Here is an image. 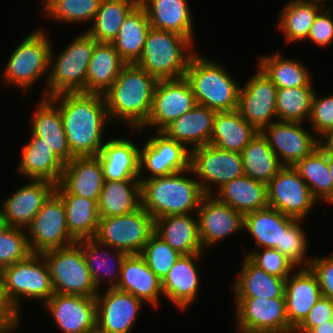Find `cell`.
<instances>
[{"label":"cell","mask_w":333,"mask_h":333,"mask_svg":"<svg viewBox=\"0 0 333 333\" xmlns=\"http://www.w3.org/2000/svg\"><path fill=\"white\" fill-rule=\"evenodd\" d=\"M59 108L67 143L74 157L97 156L109 123L102 94L61 93L49 98Z\"/></svg>","instance_id":"1"},{"label":"cell","mask_w":333,"mask_h":333,"mask_svg":"<svg viewBox=\"0 0 333 333\" xmlns=\"http://www.w3.org/2000/svg\"><path fill=\"white\" fill-rule=\"evenodd\" d=\"M89 333H99V331L96 329L95 331L89 332Z\"/></svg>","instance_id":"64"},{"label":"cell","mask_w":333,"mask_h":333,"mask_svg":"<svg viewBox=\"0 0 333 333\" xmlns=\"http://www.w3.org/2000/svg\"><path fill=\"white\" fill-rule=\"evenodd\" d=\"M240 333H293L286 316L285 298L234 297Z\"/></svg>","instance_id":"13"},{"label":"cell","mask_w":333,"mask_h":333,"mask_svg":"<svg viewBox=\"0 0 333 333\" xmlns=\"http://www.w3.org/2000/svg\"><path fill=\"white\" fill-rule=\"evenodd\" d=\"M333 301L321 297L311 308L305 319L294 329L293 333H308L313 327L330 321Z\"/></svg>","instance_id":"56"},{"label":"cell","mask_w":333,"mask_h":333,"mask_svg":"<svg viewBox=\"0 0 333 333\" xmlns=\"http://www.w3.org/2000/svg\"><path fill=\"white\" fill-rule=\"evenodd\" d=\"M56 184L46 180H33L22 185L1 206L5 226L26 229L44 203L55 192Z\"/></svg>","instance_id":"22"},{"label":"cell","mask_w":333,"mask_h":333,"mask_svg":"<svg viewBox=\"0 0 333 333\" xmlns=\"http://www.w3.org/2000/svg\"><path fill=\"white\" fill-rule=\"evenodd\" d=\"M303 126V123L277 120L260 131L283 166H294L319 146L316 135Z\"/></svg>","instance_id":"19"},{"label":"cell","mask_w":333,"mask_h":333,"mask_svg":"<svg viewBox=\"0 0 333 333\" xmlns=\"http://www.w3.org/2000/svg\"><path fill=\"white\" fill-rule=\"evenodd\" d=\"M140 0H101L99 10L86 31L97 42L112 43L128 14Z\"/></svg>","instance_id":"46"},{"label":"cell","mask_w":333,"mask_h":333,"mask_svg":"<svg viewBox=\"0 0 333 333\" xmlns=\"http://www.w3.org/2000/svg\"><path fill=\"white\" fill-rule=\"evenodd\" d=\"M186 0H140L151 28L173 32L194 41L192 14Z\"/></svg>","instance_id":"30"},{"label":"cell","mask_w":333,"mask_h":333,"mask_svg":"<svg viewBox=\"0 0 333 333\" xmlns=\"http://www.w3.org/2000/svg\"><path fill=\"white\" fill-rule=\"evenodd\" d=\"M78 242L80 243V248L82 249L86 264L97 289L101 290L99 287L104 282L102 281L103 279L108 283L106 288H115L119 281L122 262L127 254L107 245L100 244L94 238L81 239ZM103 247L104 249H102ZM112 260L116 263H113Z\"/></svg>","instance_id":"33"},{"label":"cell","mask_w":333,"mask_h":333,"mask_svg":"<svg viewBox=\"0 0 333 333\" xmlns=\"http://www.w3.org/2000/svg\"><path fill=\"white\" fill-rule=\"evenodd\" d=\"M26 229L6 226L0 231V271L30 254Z\"/></svg>","instance_id":"51"},{"label":"cell","mask_w":333,"mask_h":333,"mask_svg":"<svg viewBox=\"0 0 333 333\" xmlns=\"http://www.w3.org/2000/svg\"><path fill=\"white\" fill-rule=\"evenodd\" d=\"M217 191L213 195L218 200L243 215L268 207L267 184L246 175L229 181Z\"/></svg>","instance_id":"36"},{"label":"cell","mask_w":333,"mask_h":333,"mask_svg":"<svg viewBox=\"0 0 333 333\" xmlns=\"http://www.w3.org/2000/svg\"><path fill=\"white\" fill-rule=\"evenodd\" d=\"M190 168L205 195H213L215 190L224 184L244 175L240 153L223 150L211 144L190 151Z\"/></svg>","instance_id":"11"},{"label":"cell","mask_w":333,"mask_h":333,"mask_svg":"<svg viewBox=\"0 0 333 333\" xmlns=\"http://www.w3.org/2000/svg\"><path fill=\"white\" fill-rule=\"evenodd\" d=\"M330 322L333 323V309H332V313H331Z\"/></svg>","instance_id":"63"},{"label":"cell","mask_w":333,"mask_h":333,"mask_svg":"<svg viewBox=\"0 0 333 333\" xmlns=\"http://www.w3.org/2000/svg\"><path fill=\"white\" fill-rule=\"evenodd\" d=\"M196 105L195 96L185 77L158 80L147 122L135 132L143 134L146 127L162 132L171 122Z\"/></svg>","instance_id":"14"},{"label":"cell","mask_w":333,"mask_h":333,"mask_svg":"<svg viewBox=\"0 0 333 333\" xmlns=\"http://www.w3.org/2000/svg\"><path fill=\"white\" fill-rule=\"evenodd\" d=\"M323 7L324 4L317 1L289 0L277 18L278 28L285 38L283 40L287 44L307 40L314 19Z\"/></svg>","instance_id":"41"},{"label":"cell","mask_w":333,"mask_h":333,"mask_svg":"<svg viewBox=\"0 0 333 333\" xmlns=\"http://www.w3.org/2000/svg\"><path fill=\"white\" fill-rule=\"evenodd\" d=\"M117 138V139H116ZM106 139L98 153L104 181H122L139 178L140 147L133 140L116 137Z\"/></svg>","instance_id":"27"},{"label":"cell","mask_w":333,"mask_h":333,"mask_svg":"<svg viewBox=\"0 0 333 333\" xmlns=\"http://www.w3.org/2000/svg\"><path fill=\"white\" fill-rule=\"evenodd\" d=\"M268 206L282 214L304 220L317 200L293 166H283L267 183Z\"/></svg>","instance_id":"15"},{"label":"cell","mask_w":333,"mask_h":333,"mask_svg":"<svg viewBox=\"0 0 333 333\" xmlns=\"http://www.w3.org/2000/svg\"><path fill=\"white\" fill-rule=\"evenodd\" d=\"M196 215L203 250L243 230L244 215L214 195L202 197Z\"/></svg>","instance_id":"20"},{"label":"cell","mask_w":333,"mask_h":333,"mask_svg":"<svg viewBox=\"0 0 333 333\" xmlns=\"http://www.w3.org/2000/svg\"><path fill=\"white\" fill-rule=\"evenodd\" d=\"M309 268L318 280L323 297L333 301V254L312 257Z\"/></svg>","instance_id":"55"},{"label":"cell","mask_w":333,"mask_h":333,"mask_svg":"<svg viewBox=\"0 0 333 333\" xmlns=\"http://www.w3.org/2000/svg\"><path fill=\"white\" fill-rule=\"evenodd\" d=\"M184 77L198 105L216 112L237 110L240 85L220 63L196 52Z\"/></svg>","instance_id":"4"},{"label":"cell","mask_w":333,"mask_h":333,"mask_svg":"<svg viewBox=\"0 0 333 333\" xmlns=\"http://www.w3.org/2000/svg\"><path fill=\"white\" fill-rule=\"evenodd\" d=\"M305 63L283 57L280 52L259 58L258 67L277 88L313 86L312 76Z\"/></svg>","instance_id":"43"},{"label":"cell","mask_w":333,"mask_h":333,"mask_svg":"<svg viewBox=\"0 0 333 333\" xmlns=\"http://www.w3.org/2000/svg\"><path fill=\"white\" fill-rule=\"evenodd\" d=\"M31 253L69 246L76 240L69 234L63 200L54 192L26 228Z\"/></svg>","instance_id":"12"},{"label":"cell","mask_w":333,"mask_h":333,"mask_svg":"<svg viewBox=\"0 0 333 333\" xmlns=\"http://www.w3.org/2000/svg\"><path fill=\"white\" fill-rule=\"evenodd\" d=\"M153 232L154 219L140 207L127 215L100 218L94 239L127 255L140 254Z\"/></svg>","instance_id":"10"},{"label":"cell","mask_w":333,"mask_h":333,"mask_svg":"<svg viewBox=\"0 0 333 333\" xmlns=\"http://www.w3.org/2000/svg\"><path fill=\"white\" fill-rule=\"evenodd\" d=\"M54 293L96 296L99 291L93 282L80 243L44 252Z\"/></svg>","instance_id":"9"},{"label":"cell","mask_w":333,"mask_h":333,"mask_svg":"<svg viewBox=\"0 0 333 333\" xmlns=\"http://www.w3.org/2000/svg\"><path fill=\"white\" fill-rule=\"evenodd\" d=\"M21 315L9 300L0 280V333H14L20 324Z\"/></svg>","instance_id":"57"},{"label":"cell","mask_w":333,"mask_h":333,"mask_svg":"<svg viewBox=\"0 0 333 333\" xmlns=\"http://www.w3.org/2000/svg\"><path fill=\"white\" fill-rule=\"evenodd\" d=\"M158 80L137 64H125L112 86L103 94L110 121L139 130L150 115Z\"/></svg>","instance_id":"2"},{"label":"cell","mask_w":333,"mask_h":333,"mask_svg":"<svg viewBox=\"0 0 333 333\" xmlns=\"http://www.w3.org/2000/svg\"><path fill=\"white\" fill-rule=\"evenodd\" d=\"M193 47L194 43L184 36L151 28L135 64L157 80L182 78L196 53Z\"/></svg>","instance_id":"6"},{"label":"cell","mask_w":333,"mask_h":333,"mask_svg":"<svg viewBox=\"0 0 333 333\" xmlns=\"http://www.w3.org/2000/svg\"><path fill=\"white\" fill-rule=\"evenodd\" d=\"M140 255L148 267L162 281L181 254L161 239L155 232L151 234Z\"/></svg>","instance_id":"49"},{"label":"cell","mask_w":333,"mask_h":333,"mask_svg":"<svg viewBox=\"0 0 333 333\" xmlns=\"http://www.w3.org/2000/svg\"><path fill=\"white\" fill-rule=\"evenodd\" d=\"M117 289L128 292L144 303L158 307L163 296L162 281L140 254H130L122 262Z\"/></svg>","instance_id":"26"},{"label":"cell","mask_w":333,"mask_h":333,"mask_svg":"<svg viewBox=\"0 0 333 333\" xmlns=\"http://www.w3.org/2000/svg\"><path fill=\"white\" fill-rule=\"evenodd\" d=\"M247 256L255 265L265 270L268 274L286 279L291 275L296 266L290 262L277 249L260 248L246 252Z\"/></svg>","instance_id":"52"},{"label":"cell","mask_w":333,"mask_h":333,"mask_svg":"<svg viewBox=\"0 0 333 333\" xmlns=\"http://www.w3.org/2000/svg\"><path fill=\"white\" fill-rule=\"evenodd\" d=\"M257 68V72L239 88L237 111L260 132L277 120V87L259 67Z\"/></svg>","instance_id":"16"},{"label":"cell","mask_w":333,"mask_h":333,"mask_svg":"<svg viewBox=\"0 0 333 333\" xmlns=\"http://www.w3.org/2000/svg\"><path fill=\"white\" fill-rule=\"evenodd\" d=\"M154 232L181 255L203 253L198 219L195 214L157 218L154 220Z\"/></svg>","instance_id":"31"},{"label":"cell","mask_w":333,"mask_h":333,"mask_svg":"<svg viewBox=\"0 0 333 333\" xmlns=\"http://www.w3.org/2000/svg\"><path fill=\"white\" fill-rule=\"evenodd\" d=\"M151 29L145 8L139 3L127 16L112 41L120 58L126 64L136 63L142 55L144 45Z\"/></svg>","instance_id":"40"},{"label":"cell","mask_w":333,"mask_h":333,"mask_svg":"<svg viewBox=\"0 0 333 333\" xmlns=\"http://www.w3.org/2000/svg\"><path fill=\"white\" fill-rule=\"evenodd\" d=\"M257 132L237 110L216 112L209 144L241 154Z\"/></svg>","instance_id":"39"},{"label":"cell","mask_w":333,"mask_h":333,"mask_svg":"<svg viewBox=\"0 0 333 333\" xmlns=\"http://www.w3.org/2000/svg\"><path fill=\"white\" fill-rule=\"evenodd\" d=\"M295 218L266 207L244 215V231L255 239L256 249L271 248L281 253L282 232Z\"/></svg>","instance_id":"37"},{"label":"cell","mask_w":333,"mask_h":333,"mask_svg":"<svg viewBox=\"0 0 333 333\" xmlns=\"http://www.w3.org/2000/svg\"><path fill=\"white\" fill-rule=\"evenodd\" d=\"M308 333H333V323L326 321L319 326L313 327Z\"/></svg>","instance_id":"59"},{"label":"cell","mask_w":333,"mask_h":333,"mask_svg":"<svg viewBox=\"0 0 333 333\" xmlns=\"http://www.w3.org/2000/svg\"><path fill=\"white\" fill-rule=\"evenodd\" d=\"M215 110L196 105L192 110L171 122L163 131L168 138L182 143L189 150L208 145L215 118Z\"/></svg>","instance_id":"28"},{"label":"cell","mask_w":333,"mask_h":333,"mask_svg":"<svg viewBox=\"0 0 333 333\" xmlns=\"http://www.w3.org/2000/svg\"><path fill=\"white\" fill-rule=\"evenodd\" d=\"M244 175L263 183H268L283 167L266 138L257 132L243 149Z\"/></svg>","instance_id":"44"},{"label":"cell","mask_w":333,"mask_h":333,"mask_svg":"<svg viewBox=\"0 0 333 333\" xmlns=\"http://www.w3.org/2000/svg\"><path fill=\"white\" fill-rule=\"evenodd\" d=\"M236 278L232 283L235 297L285 298L286 279L268 274L247 256L243 257L241 270Z\"/></svg>","instance_id":"34"},{"label":"cell","mask_w":333,"mask_h":333,"mask_svg":"<svg viewBox=\"0 0 333 333\" xmlns=\"http://www.w3.org/2000/svg\"><path fill=\"white\" fill-rule=\"evenodd\" d=\"M314 92L313 86L277 88V120L306 123L310 118Z\"/></svg>","instance_id":"47"},{"label":"cell","mask_w":333,"mask_h":333,"mask_svg":"<svg viewBox=\"0 0 333 333\" xmlns=\"http://www.w3.org/2000/svg\"><path fill=\"white\" fill-rule=\"evenodd\" d=\"M141 181H104L98 201L100 218L130 214L141 207Z\"/></svg>","instance_id":"38"},{"label":"cell","mask_w":333,"mask_h":333,"mask_svg":"<svg viewBox=\"0 0 333 333\" xmlns=\"http://www.w3.org/2000/svg\"><path fill=\"white\" fill-rule=\"evenodd\" d=\"M5 223H4V218H3V215H2V211L0 209V231L3 230L5 228Z\"/></svg>","instance_id":"61"},{"label":"cell","mask_w":333,"mask_h":333,"mask_svg":"<svg viewBox=\"0 0 333 333\" xmlns=\"http://www.w3.org/2000/svg\"><path fill=\"white\" fill-rule=\"evenodd\" d=\"M309 1H317V2H320V3L322 2V4H324V2L327 1V0H309Z\"/></svg>","instance_id":"62"},{"label":"cell","mask_w":333,"mask_h":333,"mask_svg":"<svg viewBox=\"0 0 333 333\" xmlns=\"http://www.w3.org/2000/svg\"><path fill=\"white\" fill-rule=\"evenodd\" d=\"M329 6H325L318 12L309 30L307 39L320 47H326L333 42V19Z\"/></svg>","instance_id":"54"},{"label":"cell","mask_w":333,"mask_h":333,"mask_svg":"<svg viewBox=\"0 0 333 333\" xmlns=\"http://www.w3.org/2000/svg\"><path fill=\"white\" fill-rule=\"evenodd\" d=\"M327 162L330 176L333 180V151H327Z\"/></svg>","instance_id":"60"},{"label":"cell","mask_w":333,"mask_h":333,"mask_svg":"<svg viewBox=\"0 0 333 333\" xmlns=\"http://www.w3.org/2000/svg\"><path fill=\"white\" fill-rule=\"evenodd\" d=\"M96 329L99 333H130L143 301L115 288H106L96 295Z\"/></svg>","instance_id":"18"},{"label":"cell","mask_w":333,"mask_h":333,"mask_svg":"<svg viewBox=\"0 0 333 333\" xmlns=\"http://www.w3.org/2000/svg\"><path fill=\"white\" fill-rule=\"evenodd\" d=\"M0 280L19 312L22 311L20 303L23 298L45 303L54 294L49 266L42 254L31 253L26 259L4 267L0 271Z\"/></svg>","instance_id":"8"},{"label":"cell","mask_w":333,"mask_h":333,"mask_svg":"<svg viewBox=\"0 0 333 333\" xmlns=\"http://www.w3.org/2000/svg\"><path fill=\"white\" fill-rule=\"evenodd\" d=\"M64 202L69 234L76 240L94 238L99 224L98 203L73 194H57Z\"/></svg>","instance_id":"45"},{"label":"cell","mask_w":333,"mask_h":333,"mask_svg":"<svg viewBox=\"0 0 333 333\" xmlns=\"http://www.w3.org/2000/svg\"><path fill=\"white\" fill-rule=\"evenodd\" d=\"M155 135L143 143L140 148L139 179H151L161 177L190 168V150L182 143L168 138L162 132H154ZM146 172L143 175V171ZM143 176V177H141Z\"/></svg>","instance_id":"17"},{"label":"cell","mask_w":333,"mask_h":333,"mask_svg":"<svg viewBox=\"0 0 333 333\" xmlns=\"http://www.w3.org/2000/svg\"><path fill=\"white\" fill-rule=\"evenodd\" d=\"M42 14L64 24L93 22L101 0H44Z\"/></svg>","instance_id":"48"},{"label":"cell","mask_w":333,"mask_h":333,"mask_svg":"<svg viewBox=\"0 0 333 333\" xmlns=\"http://www.w3.org/2000/svg\"><path fill=\"white\" fill-rule=\"evenodd\" d=\"M46 33L39 28L23 38L3 69L4 83L18 86L19 89L24 90V93L31 90L30 87L38 82L40 77H44L47 84L53 42Z\"/></svg>","instance_id":"7"},{"label":"cell","mask_w":333,"mask_h":333,"mask_svg":"<svg viewBox=\"0 0 333 333\" xmlns=\"http://www.w3.org/2000/svg\"><path fill=\"white\" fill-rule=\"evenodd\" d=\"M96 296L54 293L44 304L63 333L96 330Z\"/></svg>","instance_id":"21"},{"label":"cell","mask_w":333,"mask_h":333,"mask_svg":"<svg viewBox=\"0 0 333 333\" xmlns=\"http://www.w3.org/2000/svg\"><path fill=\"white\" fill-rule=\"evenodd\" d=\"M188 174H193L191 168L161 177L140 179L141 207L154 220L168 215L196 214L205 194L195 175L194 179Z\"/></svg>","instance_id":"3"},{"label":"cell","mask_w":333,"mask_h":333,"mask_svg":"<svg viewBox=\"0 0 333 333\" xmlns=\"http://www.w3.org/2000/svg\"><path fill=\"white\" fill-rule=\"evenodd\" d=\"M31 141L22 148V158L17 171L33 180H46L58 184L65 163L44 143V140L31 133Z\"/></svg>","instance_id":"29"},{"label":"cell","mask_w":333,"mask_h":333,"mask_svg":"<svg viewBox=\"0 0 333 333\" xmlns=\"http://www.w3.org/2000/svg\"><path fill=\"white\" fill-rule=\"evenodd\" d=\"M103 184V168L97 156L74 157L65 163L55 193L73 194L98 203Z\"/></svg>","instance_id":"23"},{"label":"cell","mask_w":333,"mask_h":333,"mask_svg":"<svg viewBox=\"0 0 333 333\" xmlns=\"http://www.w3.org/2000/svg\"><path fill=\"white\" fill-rule=\"evenodd\" d=\"M202 254L181 255L162 280L163 296L182 311L192 306L199 294L201 278L197 263Z\"/></svg>","instance_id":"24"},{"label":"cell","mask_w":333,"mask_h":333,"mask_svg":"<svg viewBox=\"0 0 333 333\" xmlns=\"http://www.w3.org/2000/svg\"><path fill=\"white\" fill-rule=\"evenodd\" d=\"M41 100V101H40ZM33 112L31 133L44 140L56 155L64 162L74 158L67 143L59 108L49 98L42 97Z\"/></svg>","instance_id":"32"},{"label":"cell","mask_w":333,"mask_h":333,"mask_svg":"<svg viewBox=\"0 0 333 333\" xmlns=\"http://www.w3.org/2000/svg\"><path fill=\"white\" fill-rule=\"evenodd\" d=\"M308 185L317 201L333 203V180L327 162V151L320 145L293 166Z\"/></svg>","instance_id":"42"},{"label":"cell","mask_w":333,"mask_h":333,"mask_svg":"<svg viewBox=\"0 0 333 333\" xmlns=\"http://www.w3.org/2000/svg\"><path fill=\"white\" fill-rule=\"evenodd\" d=\"M319 145L326 151H333V129L319 139Z\"/></svg>","instance_id":"58"},{"label":"cell","mask_w":333,"mask_h":333,"mask_svg":"<svg viewBox=\"0 0 333 333\" xmlns=\"http://www.w3.org/2000/svg\"><path fill=\"white\" fill-rule=\"evenodd\" d=\"M302 222L303 220L294 219L282 232L281 238V254L296 268H307L312 260V257L308 258L306 255L309 242L305 230L302 228Z\"/></svg>","instance_id":"50"},{"label":"cell","mask_w":333,"mask_h":333,"mask_svg":"<svg viewBox=\"0 0 333 333\" xmlns=\"http://www.w3.org/2000/svg\"><path fill=\"white\" fill-rule=\"evenodd\" d=\"M96 43V39L85 30L75 36L57 56L51 45L49 77L42 96L50 98L61 93H84L88 66Z\"/></svg>","instance_id":"5"},{"label":"cell","mask_w":333,"mask_h":333,"mask_svg":"<svg viewBox=\"0 0 333 333\" xmlns=\"http://www.w3.org/2000/svg\"><path fill=\"white\" fill-rule=\"evenodd\" d=\"M285 281V306L289 325L295 329L307 316L313 305L323 296L314 273L297 268Z\"/></svg>","instance_id":"25"},{"label":"cell","mask_w":333,"mask_h":333,"mask_svg":"<svg viewBox=\"0 0 333 333\" xmlns=\"http://www.w3.org/2000/svg\"><path fill=\"white\" fill-rule=\"evenodd\" d=\"M316 94L317 92H314L308 122H310V127L315 132L316 137L320 139L329 130L333 129V94L321 98Z\"/></svg>","instance_id":"53"},{"label":"cell","mask_w":333,"mask_h":333,"mask_svg":"<svg viewBox=\"0 0 333 333\" xmlns=\"http://www.w3.org/2000/svg\"><path fill=\"white\" fill-rule=\"evenodd\" d=\"M125 64L112 43L97 42L88 66L84 93L103 95Z\"/></svg>","instance_id":"35"}]
</instances>
